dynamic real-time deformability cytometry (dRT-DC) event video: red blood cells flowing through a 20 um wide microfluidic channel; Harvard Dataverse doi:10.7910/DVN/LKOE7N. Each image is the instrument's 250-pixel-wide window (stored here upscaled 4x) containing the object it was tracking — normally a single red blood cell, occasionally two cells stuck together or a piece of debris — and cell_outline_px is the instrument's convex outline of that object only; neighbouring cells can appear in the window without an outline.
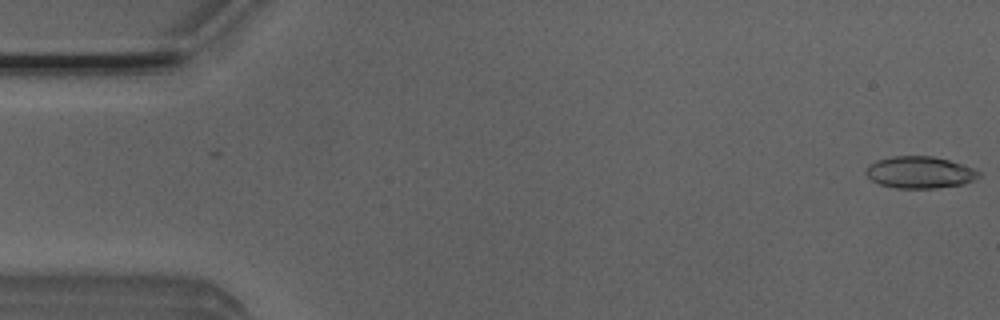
{"species": "Egyptian fruit bat (a non-hibernating species)", "species_latin": "Rousettus aegyptiacus", "temperature_condition": "room temperature", "stored_images_in_passage": 52, "camera_frame_rate_fps": 3000, "um_per_image_px": 0.085, "animal": {"sex": "male"}, "frame": {"image": 1, "passage_image": 1, "time_ms": 0.0, "image_size_px": [1000, 320], "cell_outline_px": [[980, 176], [976, 180], [964, 184], [932, 188], [896, 188], [880, 184], [872, 180], [864, 172], [868, 164], [876, 160], [892, 156], [932, 156], [948, 160], [972, 168], [980, 172]], "centroid_in_image_um": [78.16, 14.65], "position_along_channel_um": 6.8, "area_um2": 20.92}}
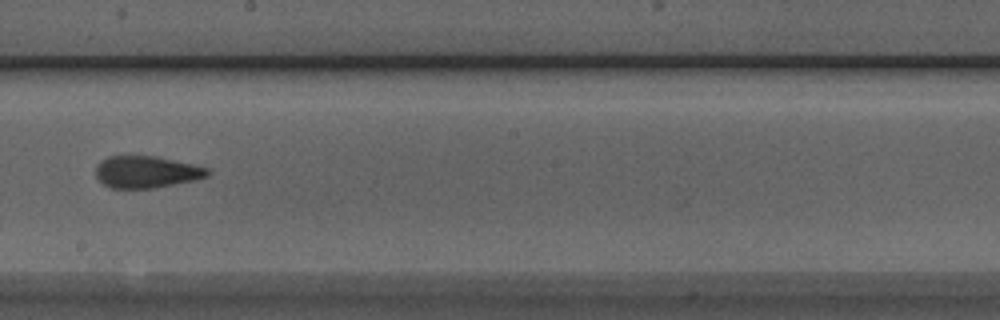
{"frame": {"image": 2, "passage_image": 29, "time_ms": 9.333, "image_size_px": [1000, 320], "cell_outline_px": [[212, 172], [208, 176], [196, 180], [152, 188], [112, 188], [104, 184], [96, 176], [96, 164], [100, 160], [108, 156], [156, 156], [192, 164], [208, 168]], "centroid_in_image_um": [12.45, 14.61], "position_along_channel_um": 235.7, "area_um2": 20.81}}
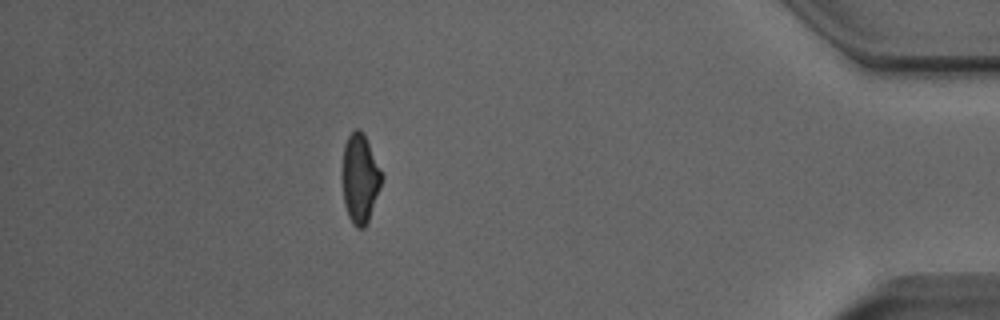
{"frame": {"image": 3, "passage_image": 46, "time_ms": 15.0, "image_size_px": [1000, 320], "cell_outline_px": [[384, 176], [380, 188], [368, 220], [364, 228], [356, 228], [352, 224], [348, 216], [344, 204], [340, 176], [340, 172], [344, 144], [348, 136], [356, 128], [360, 128], [364, 132]], "centroid_in_image_um": [30.57, 15.14], "position_along_channel_um": 404.6, "area_um2": 21.1}, "authors_computed_cell_mechanics": {"area_um2": 21.097, "velocity_mm_per_s": 3.9213, "shape_relaxation_time_tau1_ms": 8.5728, "shape_relaxation_time_tau2_ms": 2.078, "deformation_change_tau1": 0.1982, "deformation_change_tau2": 0.1075}}